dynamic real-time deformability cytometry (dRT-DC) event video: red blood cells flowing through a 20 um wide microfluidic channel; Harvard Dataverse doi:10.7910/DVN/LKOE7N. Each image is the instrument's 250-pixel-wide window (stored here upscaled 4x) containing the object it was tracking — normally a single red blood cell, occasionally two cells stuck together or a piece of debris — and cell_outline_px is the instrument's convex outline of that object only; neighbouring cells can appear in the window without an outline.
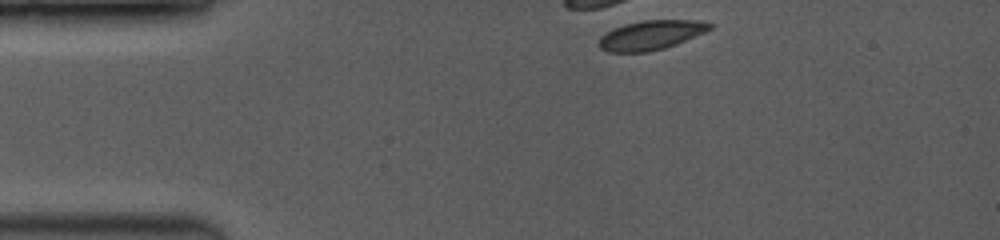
{"species": "common noctule bat (a hibernating species)", "species_latin": "Nyctalus noctula", "temperature_condition": "room temperature", "stored_images_in_passage": 3, "camera_frame_rate_fps": 3500, "um_per_image_px": 0.085, "animal": {"sex": "female", "body_mass_g": 19.0, "forearm_length_mm": 53.3}, "frame": {"image": 1, "passage_image": 1, "time_ms": 0.0, "image_size_px": [1000, 240], "cell_outline_px": [[712, 28], [704, 32], [676, 44], [664, 48], [648, 52], [608, 52], [600, 48], [600, 36], [616, 28], [628, 24], [644, 20], [692, 20], [712, 24]], "centroid_in_image_um": [55.33, 2.99], "position_along_channel_um": 29.7, "area_um2": 18.5}}